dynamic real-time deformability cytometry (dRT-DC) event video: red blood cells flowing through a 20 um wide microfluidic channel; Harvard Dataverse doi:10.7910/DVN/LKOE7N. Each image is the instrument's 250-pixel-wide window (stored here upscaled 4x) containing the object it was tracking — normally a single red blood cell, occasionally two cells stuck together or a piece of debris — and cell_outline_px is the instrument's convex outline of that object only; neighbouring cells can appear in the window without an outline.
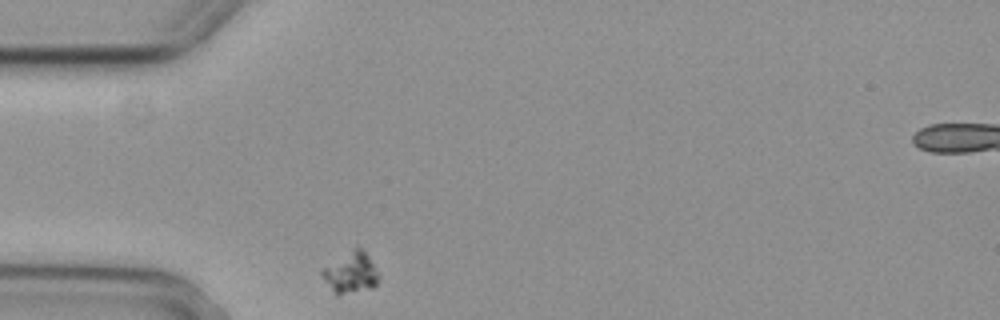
{"species": "common noctule bat (a hibernating species)", "species_latin": "Nyctalus noctula", "temperature_condition": "cold", "stored_images_in_passage": 1, "camera_frame_rate_fps": 3000, "um_per_image_px": 0.085, "animal": {"sex": "female", "body_mass_g": 29.2, "forearm_length_mm": 56.3}, "frame": {"image": 1, "passage_image": 1, "time_ms": 0.0, "image_size_px": [1000, 320], "cell_outline_px": [[380, 276], [376, 284], [372, 288], [336, 296], [324, 280], [320, 272], [320, 268], [356, 248], [364, 248]], "centroid_in_image_um": [29.8, 23.2], "position_along_channel_um": 55.2, "area_um2": 13.53}}